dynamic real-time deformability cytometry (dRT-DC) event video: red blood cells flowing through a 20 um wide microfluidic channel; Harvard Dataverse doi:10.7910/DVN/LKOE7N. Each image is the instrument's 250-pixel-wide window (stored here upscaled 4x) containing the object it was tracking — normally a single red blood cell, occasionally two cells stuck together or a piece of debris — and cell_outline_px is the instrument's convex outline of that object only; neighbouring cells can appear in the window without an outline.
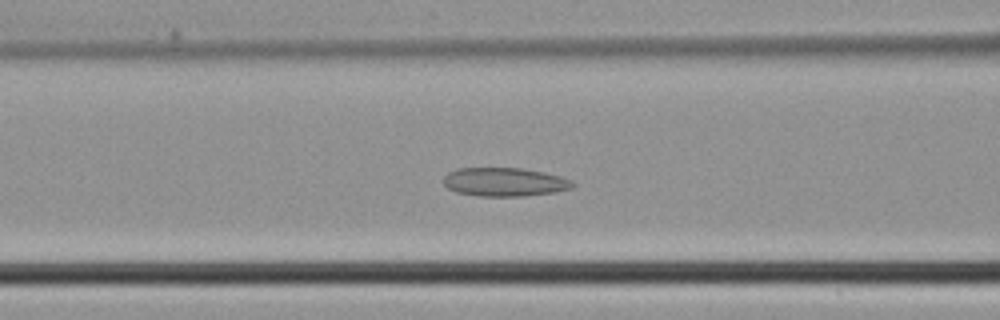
{"species": "common noctule bat (a hibernating species)", "species_latin": "Nyctalus noctula", "temperature_condition": "cold", "stored_images_in_passage": 40, "camera_frame_rate_fps": 3000, "um_per_image_px": 0.085, "animal": {"sex": "male", "body_mass_g": 21.5, "forearm_length_mm": 52.0}, "frame": {"image": 1, "passage_image": 13, "time_ms": 4.0, "image_size_px": [1000, 320], "cell_outline_px": [[576, 184], [572, 188], [556, 192], [524, 196], [480, 196], [456, 192], [448, 188], [444, 184], [444, 176], [448, 172], [456, 168], [520, 168], [544, 172], [560, 176], [572, 180]], "centroid_in_image_um": [42.9, 15.47], "position_along_channel_um": 123.7, "area_um2": 21.68}}
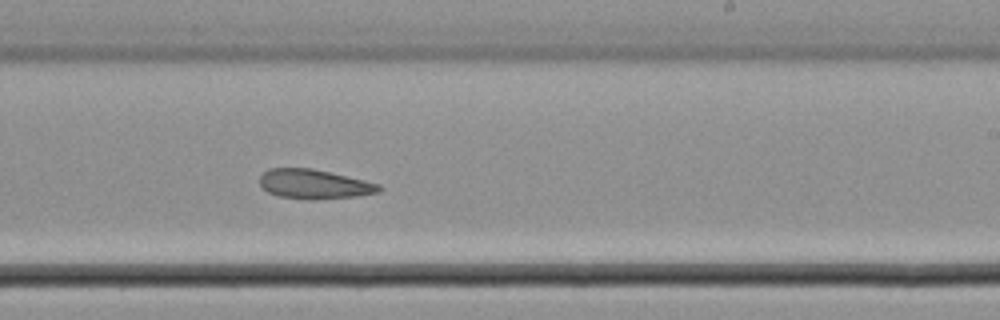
{"frame": {"image": 2, "passage_image": 22, "time_ms": 7.0, "image_size_px": [1000, 320], "cell_outline_px": [[384, 188], [380, 192], [356, 196], [308, 200], [280, 196], [268, 192], [260, 184], [260, 176], [268, 168], [312, 168], [364, 180], [380, 184]], "centroid_in_image_um": [26.73, 15.65], "position_along_channel_um": 262.3, "area_um2": 20.4}}
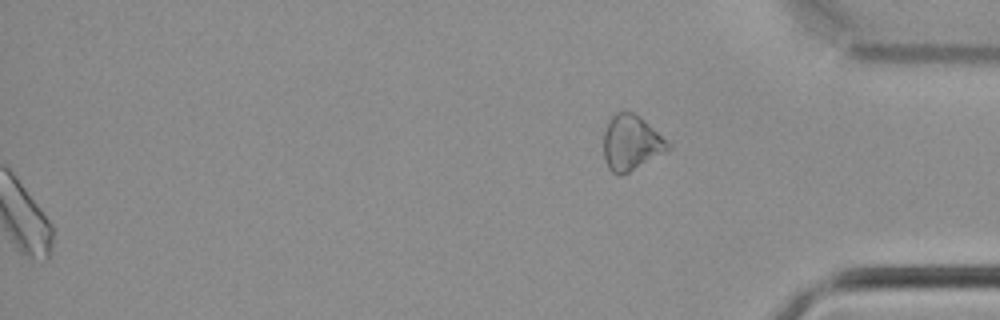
{"frame": {"image": 3, "passage_image": 40, "time_ms": 13.0, "image_size_px": [1000, 320], "cell_outline_px": [[672, 148], [628, 172], [620, 176], [616, 176], [608, 168], [604, 160], [604, 132], [608, 120], [616, 112], [632, 112], [640, 116], [672, 144]], "centroid_in_image_um": [53.65, 12.14], "position_along_channel_um": 381.6, "area_um2": 20.75}}